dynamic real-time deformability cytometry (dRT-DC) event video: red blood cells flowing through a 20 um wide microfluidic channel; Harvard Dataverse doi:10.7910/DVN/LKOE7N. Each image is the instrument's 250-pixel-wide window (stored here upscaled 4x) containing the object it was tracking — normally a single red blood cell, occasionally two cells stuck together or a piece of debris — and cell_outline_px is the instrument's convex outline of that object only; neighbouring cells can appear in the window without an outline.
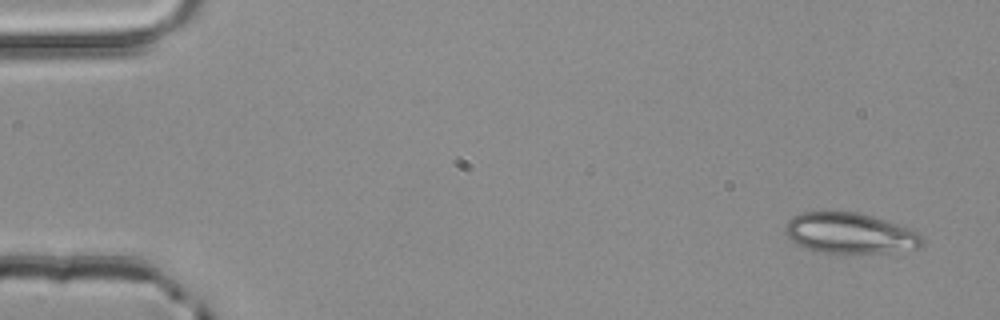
{"species": "common noctule bat (a hibernating species)", "species_latin": "Nyctalus noctula", "temperature_condition": "room temperature", "stored_images_in_passage": 4, "camera_frame_rate_fps": 3000, "um_per_image_px": 0.085, "animal": {"sex": "male", "body_mass_g": 20.4}, "frame": {"image": 1, "passage_image": 4, "time_ms": 1.0, "image_size_px": [1000, 320], "cell_outline_px": [[924, 244], [916, 248], [892, 252], [824, 252], [808, 248], [792, 240], [784, 232], [784, 224], [792, 216], [800, 212], [856, 212], [872, 216], [908, 228], [916, 232], [924, 240]], "centroid_in_image_um": [72.22, 19.8], "position_along_channel_um": 12.8, "area_um2": 31.85}}